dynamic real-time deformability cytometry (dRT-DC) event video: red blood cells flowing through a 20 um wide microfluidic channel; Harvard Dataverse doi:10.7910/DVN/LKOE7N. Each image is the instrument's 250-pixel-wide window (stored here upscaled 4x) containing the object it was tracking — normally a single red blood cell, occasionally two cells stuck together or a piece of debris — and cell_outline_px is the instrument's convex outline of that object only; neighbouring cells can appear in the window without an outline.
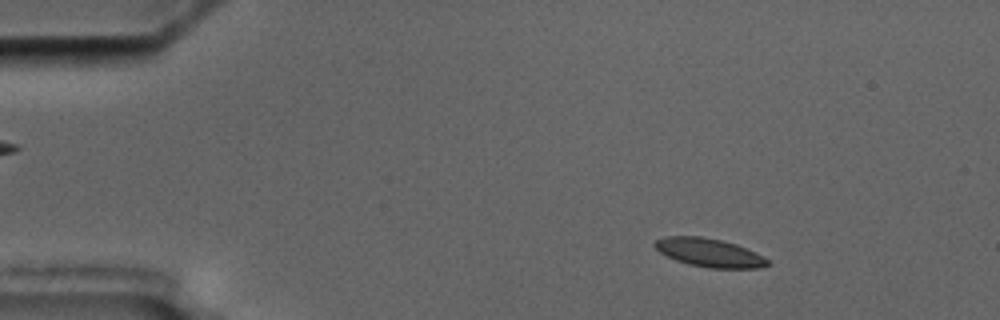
{"species": "common noctule bat (a hibernating species)", "species_latin": "Nyctalus noctula", "temperature_condition": "cold", "stored_images_in_passage": 9, "camera_frame_rate_fps": 3000, "um_per_image_px": 0.085, "animal": {"sex": "male", "body_mass_g": 17.5, "forearm_length_mm": 52.3}, "frame": {"image": 1, "passage_image": 1, "time_ms": 0.0, "image_size_px": [1000, 320], "cell_outline_px": [[768, 264], [760, 268], [708, 268], [688, 264], [676, 260], [660, 252], [652, 244], [656, 240], [664, 236], [700, 236], [720, 240], [736, 244], [756, 252], [764, 256], [768, 260]], "centroid_in_image_um": [60.28, 21.47], "position_along_channel_um": 24.7, "area_um2": 18.67}}
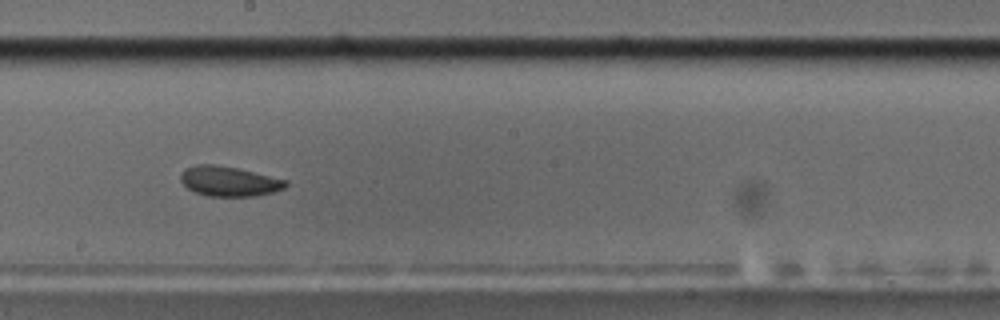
{"frame": {"image": 2, "passage_image": 8, "time_ms": 8.0, "image_size_px": [1000, 320], "cell_outline_px": [[288, 184], [284, 188], [272, 192], [256, 196], [208, 196], [196, 192], [188, 188], [180, 180], [180, 172], [184, 168], [196, 164], [212, 164], [236, 168], [288, 180]], "centroid_in_image_um": [19.44, 15.4], "position_along_channel_um": 228.8, "area_um2": 18.26}}
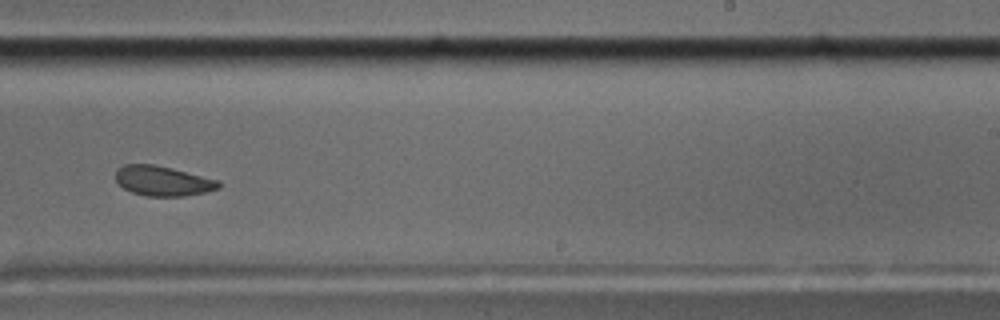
{"frame": {"image": 3, "passage_image": 9, "time_ms": 9.333, "image_size_px": [1000, 320], "cell_outline_px": [[220, 188], [204, 192], [184, 196], [144, 196], [132, 192], [124, 188], [116, 180], [116, 172], [124, 164], [152, 164], [172, 168], [220, 180]], "centroid_in_image_um": [13.86, 15.38], "position_along_channel_um": 275.1, "area_um2": 17.86}}